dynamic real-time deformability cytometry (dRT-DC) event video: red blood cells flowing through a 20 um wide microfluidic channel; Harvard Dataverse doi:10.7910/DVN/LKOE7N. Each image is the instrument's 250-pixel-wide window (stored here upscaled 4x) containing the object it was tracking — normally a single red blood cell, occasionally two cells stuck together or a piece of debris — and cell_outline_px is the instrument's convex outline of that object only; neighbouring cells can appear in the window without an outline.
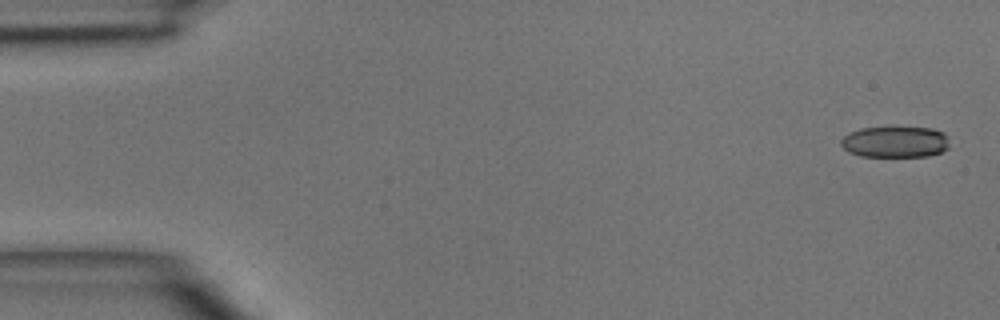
{"species": "common noctule bat (a hibernating species)", "species_latin": "Nyctalus noctula", "temperature_condition": "room temperature", "stored_images_in_passage": 5, "camera_frame_rate_fps": 3000, "um_per_image_px": 0.085, "animal": {"sex": "male", "body_mass_g": 15.6}, "frame": {"image": 1, "passage_image": 1, "time_ms": 0.0, "image_size_px": [1000, 320], "cell_outline_px": [[948, 148], [940, 152], [928, 156], [860, 156], [848, 152], [840, 144], [840, 140], [844, 136], [860, 128], [892, 124], [932, 128], [944, 132], [948, 136]], "centroid_in_image_um": [76.09, 12.0], "position_along_channel_um": 8.9, "area_um2": 20.63}}
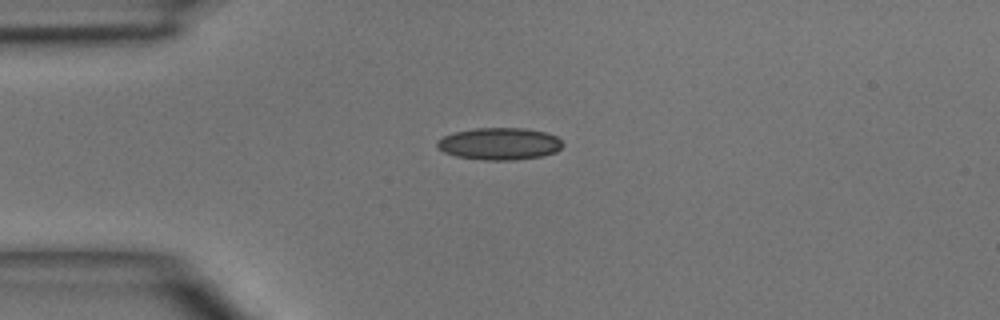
{"frame": {"image": 2, "passage_image": 4, "time_ms": 3.333, "image_size_px": [1000, 320], "cell_outline_px": [[564, 144], [556, 152], [540, 156], [516, 160], [484, 160], [456, 156], [444, 152], [436, 148], [436, 140], [444, 136], [456, 132], [476, 128], [524, 128], [544, 132], [556, 136]], "centroid_in_image_um": [42.43, 12.22], "position_along_channel_um": 42.6, "area_um2": 23.47}}
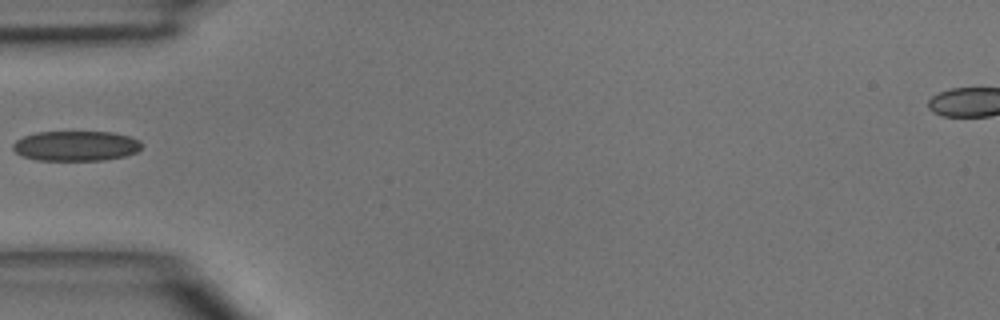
{"frame": {"image": 3, "passage_image": 5, "time_ms": 4.667, "image_size_px": [1000, 320], "cell_outline_px": [[144, 144], [136, 152], [124, 156], [104, 160], [36, 160], [24, 156], [16, 152], [12, 148], [12, 144], [16, 140], [24, 136], [36, 132], [112, 132], [128, 136], [140, 140]], "centroid_in_image_um": [6.46, 12.4], "position_along_channel_um": 78.5, "area_um2": 22.54}}